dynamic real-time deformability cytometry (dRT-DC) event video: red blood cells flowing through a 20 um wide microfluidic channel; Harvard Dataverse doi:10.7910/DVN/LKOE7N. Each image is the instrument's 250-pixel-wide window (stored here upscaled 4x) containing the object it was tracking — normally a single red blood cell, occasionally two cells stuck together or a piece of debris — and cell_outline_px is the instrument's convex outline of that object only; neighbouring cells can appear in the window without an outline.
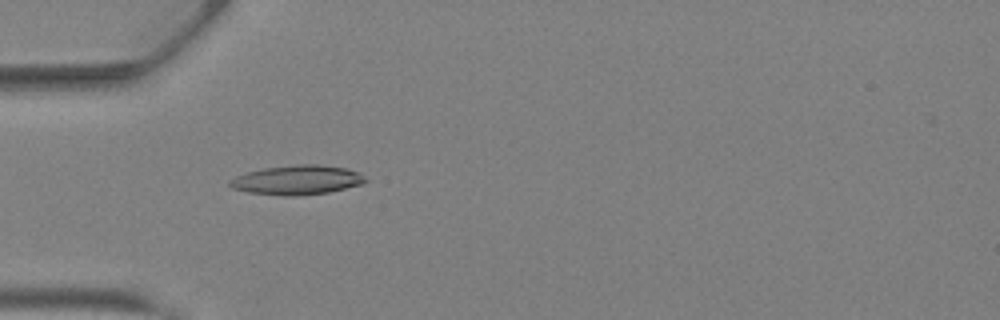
{"species": "Egyptian fruit bat (a non-hibernating species)", "species_latin": "Rousettus aegyptiacus", "temperature_condition": "warm", "stored_images_in_passage": 30, "camera_frame_rate_fps": 3000, "um_per_image_px": 0.085, "animal": {"sex": "female"}, "frame": {"image": 1, "passage_image": 1, "time_ms": 0.0, "image_size_px": [1000, 320], "cell_outline_px": [[368, 180], [364, 184], [328, 192], [292, 196], [284, 196], [248, 192], [232, 188], [228, 184], [228, 180], [236, 176], [248, 172], [264, 168], [296, 164], [316, 164], [348, 168], [360, 172]], "centroid_in_image_um": [25.28, 15.29], "position_along_channel_um": 59.7, "area_um2": 23.35}}
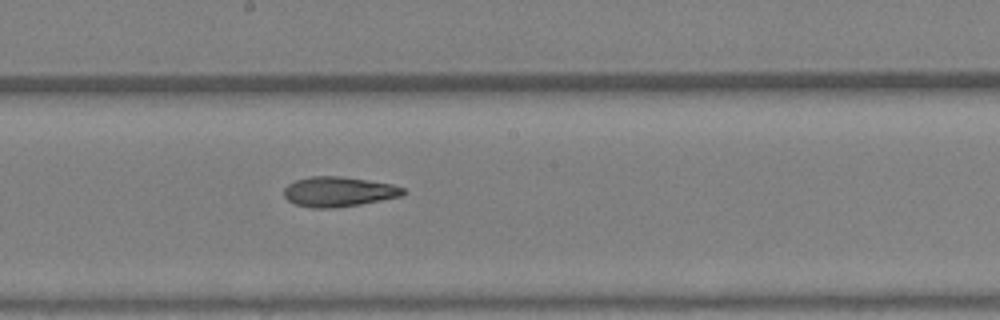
{"frame": {"image": 2, "passage_image": 11, "time_ms": 3.333, "image_size_px": [1000, 320], "cell_outline_px": [[404, 192], [400, 196], [360, 204], [332, 208], [312, 208], [296, 204], [288, 200], [284, 196], [284, 188], [288, 184], [296, 180], [312, 176], [340, 176], [368, 180], [392, 184], [404, 188]], "centroid_in_image_um": [28.75, 16.29], "position_along_channel_um": 219.5, "area_um2": 20.58}}
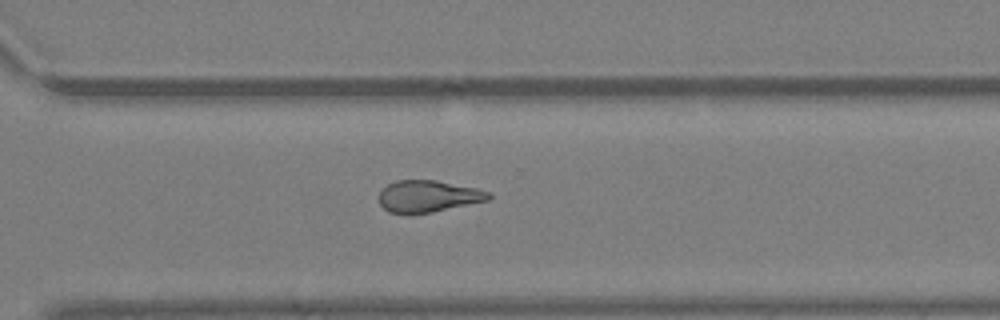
{"frame": {"image": 3, "passage_image": 18, "time_ms": 5.667, "image_size_px": [1000, 320], "cell_outline_px": [[492, 196], [488, 200], [432, 212], [408, 216], [388, 212], [380, 204], [380, 192], [388, 184], [396, 180], [436, 180], [476, 188], [488, 192]], "centroid_in_image_um": [36.35, 16.7], "position_along_channel_um": 334.2, "area_um2": 20.46}, "authors_computed_cell_mechanics": {"area_um2": 20.8658, "velocity_mm_per_s": 4.9259, "shape_relaxation_time_tau1_ms": null, "shape_relaxation_time_tau2_ms": 4.2185, "deformation_change_tau1": null, "deformation_change_tau2": 0.1517}}